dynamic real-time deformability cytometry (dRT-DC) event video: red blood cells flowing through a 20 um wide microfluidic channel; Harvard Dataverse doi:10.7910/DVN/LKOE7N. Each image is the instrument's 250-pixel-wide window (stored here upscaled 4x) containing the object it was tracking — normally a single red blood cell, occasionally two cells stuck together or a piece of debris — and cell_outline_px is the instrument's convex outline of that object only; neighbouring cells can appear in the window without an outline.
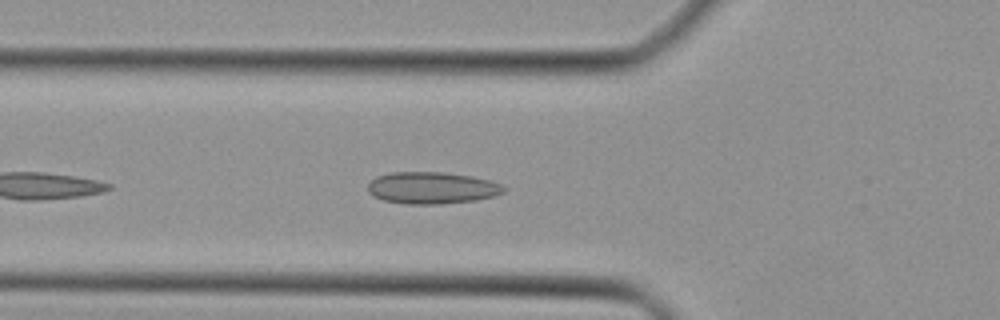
{"species": "Egyptian fruit bat (a non-hibernating species)", "species_latin": "Rousettus aegyptiacus", "temperature_condition": "cold", "stored_images_in_passage": 26, "camera_frame_rate_fps": 3000, "um_per_image_px": 0.085, "animal": {"sex": "female"}, "frame": {"image": 1, "passage_image": 5, "time_ms": 1.333, "image_size_px": [1000, 320], "cell_outline_px": [[508, 188], [504, 192], [496, 196], [476, 200], [440, 204], [408, 204], [384, 200], [368, 192], [368, 184], [376, 176], [392, 172], [444, 172], [472, 176], [488, 180], [500, 184]], "centroid_in_image_um": [36.75, 15.97], "position_along_channel_um": 89.1, "area_um2": 25.26}}
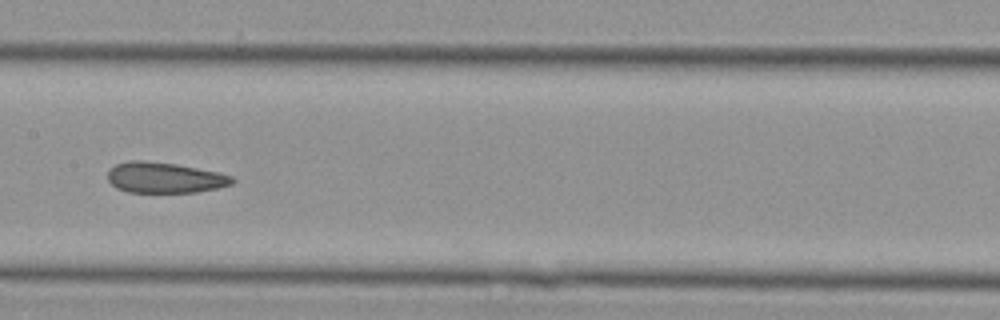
{"frame": {"image": 2, "passage_image": 12, "time_ms": 3.667, "image_size_px": [1000, 320], "cell_outline_px": [[236, 180], [232, 184], [216, 188], [196, 192], [128, 192], [116, 188], [108, 180], [108, 168], [116, 164], [128, 160], [140, 160], [176, 164], [216, 172], [232, 176]], "centroid_in_image_um": [13.95, 15.1], "position_along_channel_um": 193.4, "area_um2": 22.2}}
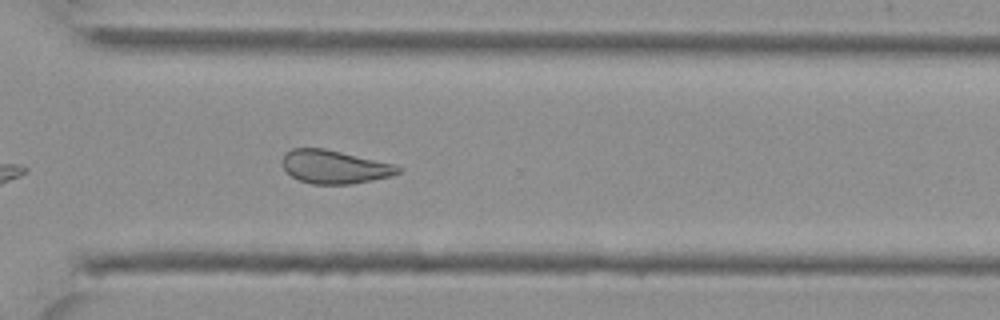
{"frame": {"image": 3, "passage_image": 22, "time_ms": 7.0, "image_size_px": [1000, 320], "cell_outline_px": [[404, 168], [400, 172], [392, 176], [352, 184], [312, 184], [300, 180], [292, 176], [284, 168], [284, 156], [292, 148], [324, 148], [392, 164]], "centroid_in_image_um": [28.47, 14.19], "position_along_channel_um": 342.1, "area_um2": 22.14}}